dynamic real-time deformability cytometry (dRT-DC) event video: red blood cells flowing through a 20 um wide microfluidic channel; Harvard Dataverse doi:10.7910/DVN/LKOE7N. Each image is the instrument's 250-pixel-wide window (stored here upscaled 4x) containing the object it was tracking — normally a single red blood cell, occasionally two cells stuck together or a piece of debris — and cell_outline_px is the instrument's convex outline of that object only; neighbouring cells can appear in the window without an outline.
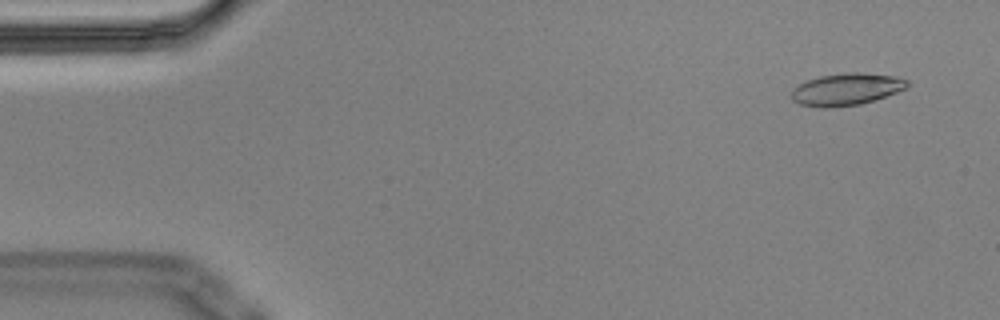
{"species": "Egyptian fruit bat (a non-hibernating species)", "species_latin": "Rousettus aegyptiacus", "temperature_condition": "cold", "stored_images_in_passage": 5, "camera_frame_rate_fps": 3000, "um_per_image_px": 0.085, "animal": {"sex": "male"}, "frame": {"image": 1, "passage_image": 1, "time_ms": 0.0, "image_size_px": [1000, 320], "cell_outline_px": [[908, 88], [876, 100], [860, 104], [828, 108], [824, 108], [800, 104], [792, 100], [792, 88], [808, 80], [820, 76], [848, 72], [860, 72], [896, 76], [908, 80]], "centroid_in_image_um": [71.98, 7.59], "position_along_channel_um": 13.0, "area_um2": 21.73}}
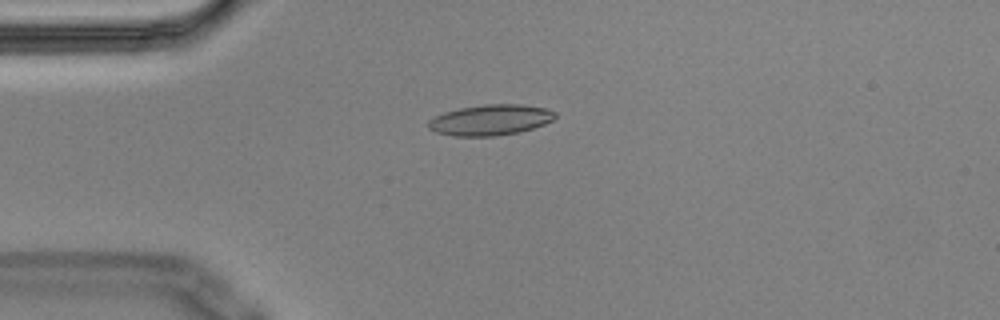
{"frame": {"image": 2, "passage_image": 4, "time_ms": 1.0, "image_size_px": [1000, 320], "cell_outline_px": [[556, 116], [552, 120], [544, 124], [520, 132], [496, 136], [452, 136], [436, 132], [428, 128], [428, 120], [444, 112], [460, 108], [484, 104], [520, 104], [544, 108], [556, 112]], "centroid_in_image_um": [41.67, 10.2], "position_along_channel_um": 43.3, "area_um2": 22.66}}